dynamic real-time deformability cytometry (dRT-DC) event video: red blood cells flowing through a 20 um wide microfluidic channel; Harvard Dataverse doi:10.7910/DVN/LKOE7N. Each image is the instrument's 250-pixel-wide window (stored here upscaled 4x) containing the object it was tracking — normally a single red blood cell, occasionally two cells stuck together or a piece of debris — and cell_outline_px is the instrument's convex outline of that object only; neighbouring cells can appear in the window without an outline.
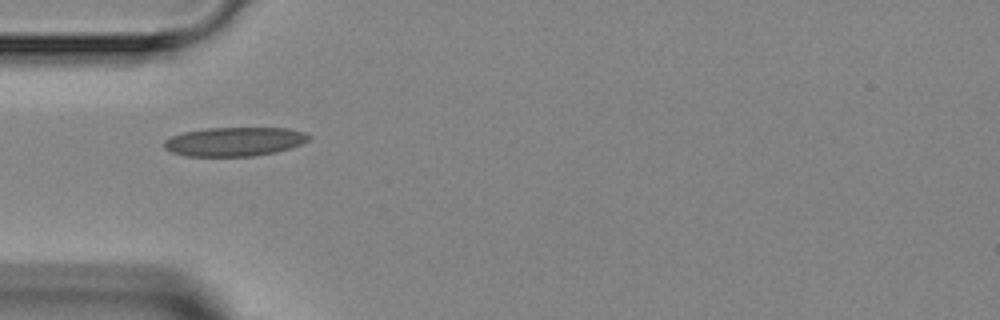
{"species": "Egyptian fruit bat (a non-hibernating species)", "species_latin": "Rousettus aegyptiacus", "temperature_condition": "room temperature", "stored_images_in_passage": 3, "camera_frame_rate_fps": 3000, "um_per_image_px": 0.085, "animal": {"sex": "female"}, "frame": {"image": 1, "passage_image": 1, "time_ms": 0.0, "image_size_px": [1000, 320], "cell_outline_px": [[312, 136], [308, 140], [300, 144], [276, 152], [256, 156], [184, 156], [172, 152], [164, 148], [164, 140], [172, 136], [184, 132], [208, 128], [288, 128], [304, 132]], "centroid_in_image_um": [19.93, 12.04], "position_along_channel_um": 65.1, "area_um2": 24.39}}
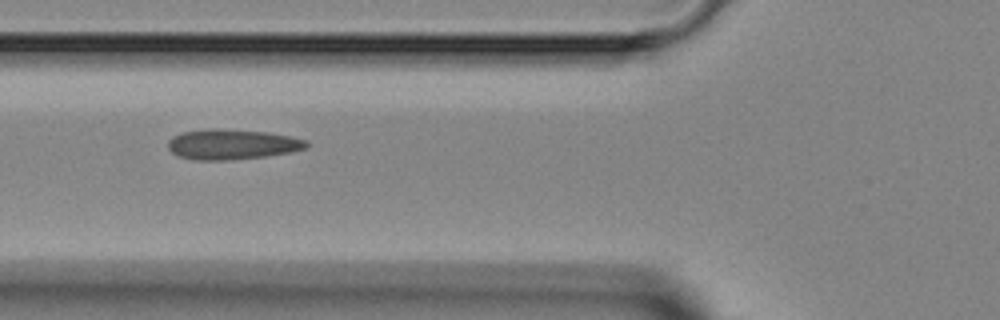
{"frame": {"image": 2, "passage_image": 2, "time_ms": 1.0, "image_size_px": [1000, 320], "cell_outline_px": [[308, 148], [288, 152], [264, 156], [232, 160], [192, 160], [180, 156], [172, 152], [168, 148], [168, 140], [172, 136], [180, 132], [212, 128], [216, 128], [268, 132], [292, 136], [308, 140]], "centroid_in_image_um": [19.72, 12.26], "position_along_channel_um": 106.1, "area_um2": 24.57}}
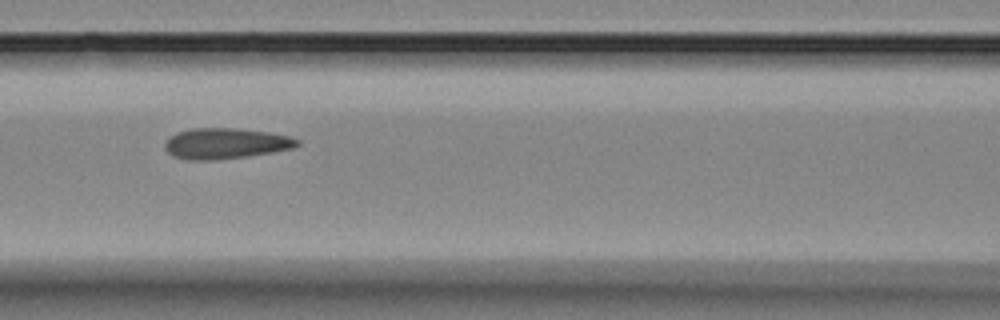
{"frame": {"image": 3, "passage_image": 3, "time_ms": 2.0, "image_size_px": [1000, 320], "cell_outline_px": [[300, 144], [292, 148], [272, 152], [248, 156], [216, 160], [188, 160], [172, 156], [164, 148], [164, 144], [176, 132], [192, 128], [236, 128], [268, 132], [292, 136], [300, 140]], "centroid_in_image_um": [19.19, 12.19], "position_along_channel_um": 147.4, "area_um2": 23.81}}